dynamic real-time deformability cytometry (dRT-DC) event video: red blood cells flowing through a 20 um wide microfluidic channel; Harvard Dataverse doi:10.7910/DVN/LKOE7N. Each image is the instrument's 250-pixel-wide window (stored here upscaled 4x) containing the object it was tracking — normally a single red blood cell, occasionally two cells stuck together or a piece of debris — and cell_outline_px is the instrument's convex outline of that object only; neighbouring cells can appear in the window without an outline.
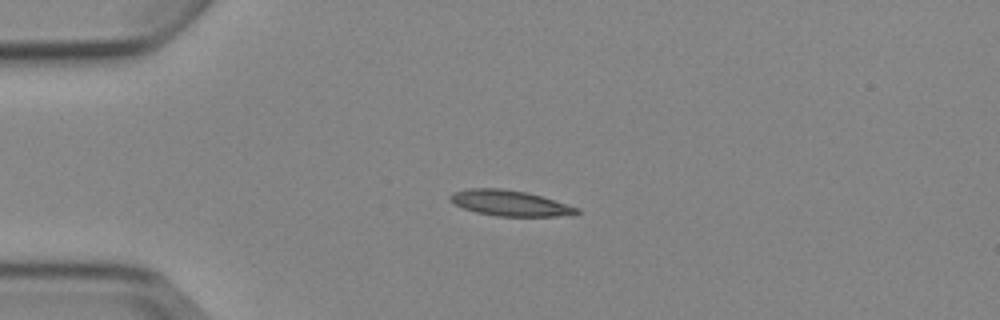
{"species": "Egyptian fruit bat (a non-hibernating species)", "species_latin": "Rousettus aegyptiacus", "temperature_condition": "cold", "stored_images_in_passage": 6, "camera_frame_rate_fps": 3000, "um_per_image_px": 0.085, "animal": {"sex": "female"}, "frame": {"image": 1, "passage_image": 3, "time_ms": 2.333, "image_size_px": [1000, 320], "cell_outline_px": [[580, 212], [556, 216], [496, 216], [476, 212], [464, 208], [448, 200], [448, 196], [452, 192], [468, 188], [500, 188], [528, 192], [580, 208]], "centroid_in_image_um": [43.28, 17.25], "position_along_channel_um": 41.7, "area_um2": 18.84}}
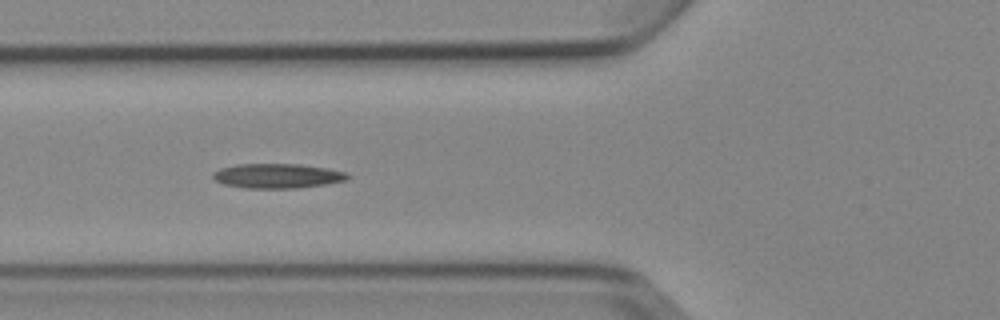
{"frame": {"image": 2, "passage_image": 5, "time_ms": 4.667, "image_size_px": [1000, 320], "cell_outline_px": [[352, 176], [348, 180], [328, 184], [296, 188], [244, 188], [224, 184], [216, 180], [212, 176], [212, 172], [220, 168], [236, 164], [300, 164], [328, 168], [344, 172]], "centroid_in_image_um": [23.6, 14.95], "position_along_channel_um": 102.2, "area_um2": 19.48}}
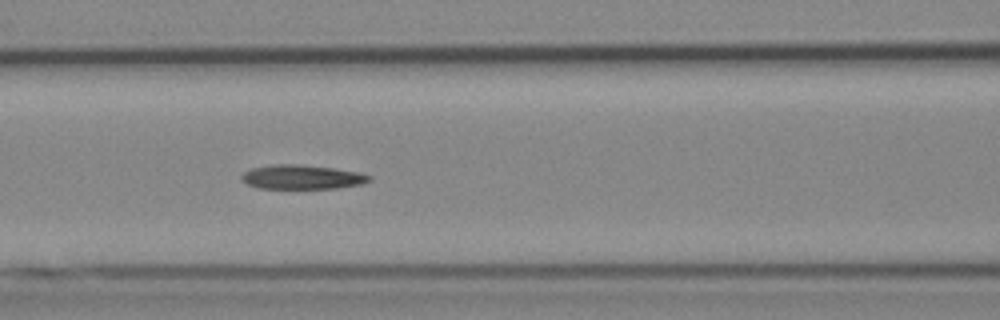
{"frame": {"image": 3, "passage_image": 6, "time_ms": 5.667, "image_size_px": [1000, 320], "cell_outline_px": [[372, 180], [364, 184], [336, 188], [260, 188], [248, 184], [240, 180], [240, 176], [244, 172], [252, 168], [272, 164], [300, 164], [336, 168], [360, 172], [372, 176]], "centroid_in_image_um": [25.71, 15.04], "position_along_channel_um": 140.9, "area_um2": 18.26}}